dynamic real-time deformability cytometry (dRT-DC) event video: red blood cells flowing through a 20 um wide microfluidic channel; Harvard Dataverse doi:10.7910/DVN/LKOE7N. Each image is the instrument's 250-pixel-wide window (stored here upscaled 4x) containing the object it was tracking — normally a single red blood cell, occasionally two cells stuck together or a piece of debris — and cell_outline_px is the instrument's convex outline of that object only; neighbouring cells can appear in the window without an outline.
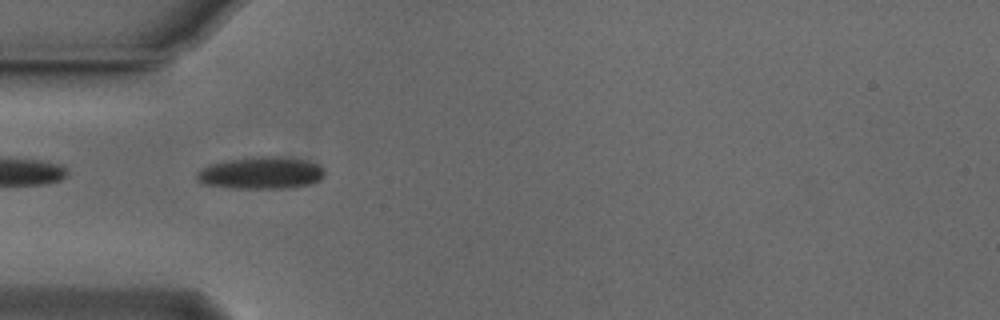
{"species": "Egyptian fruit bat (a non-hibernating species)", "species_latin": "Rousettus aegyptiacus", "temperature_condition": "cold", "stored_images_in_passage": 54, "camera_frame_rate_fps": 3000, "um_per_image_px": 0.085, "animal": {"sex": "male"}, "frame": {"image": 1, "passage_image": 16, "time_ms": 5.0, "image_size_px": [1000, 320], "cell_outline_px": [[324, 176], [320, 180], [312, 184], [292, 188], [232, 188], [200, 184], [196, 180], [196, 172], [200, 168], [208, 164], [228, 160], [252, 156], [276, 156], [308, 160], [320, 164], [324, 172]], "centroid_in_image_um": [22.17, 14.7], "position_along_channel_um": 62.8, "area_um2": 24.51}}
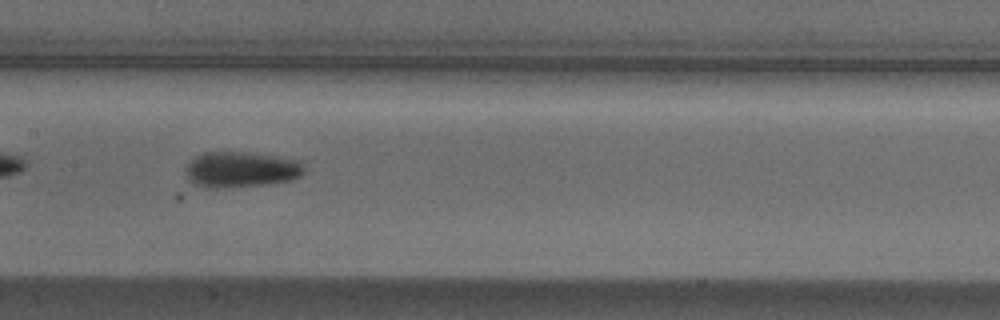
{"frame": {"image": 2, "passage_image": 26, "time_ms": 8.333, "image_size_px": [1000, 320], "cell_outline_px": [[304, 172], [300, 176], [292, 180], [268, 184], [216, 188], [212, 188], [196, 184], [188, 180], [184, 168], [188, 160], [204, 152], [248, 152], [296, 160], [304, 168]], "centroid_in_image_um": [20.42, 14.41], "position_along_channel_um": 187.0, "area_um2": 24.57}}
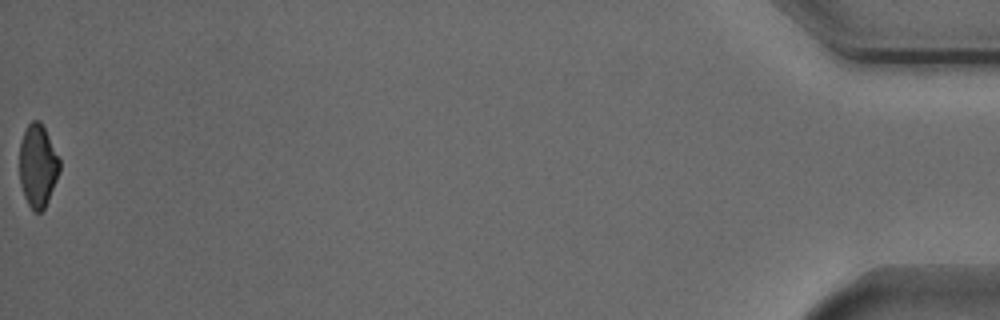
{"frame": {"image": 3, "passage_image": 54, "time_ms": 17.667, "image_size_px": [1000, 320], "cell_outline_px": [[60, 168], [56, 180], [48, 200], [44, 208], [40, 212], [36, 212], [28, 204], [24, 196], [20, 184], [20, 144], [24, 132], [28, 124], [32, 120], [40, 120], [60, 160]], "centroid_in_image_um": [3.2, 14.09], "position_along_channel_um": 432.0, "area_um2": 19.02}, "authors_computed_cell_mechanics": {"area_um2": 23.5535, "velocity_mm_per_s": 3.7577, "shape_relaxation_time_tau1_ms": 4.3265, "shape_relaxation_time_tau2_ms": 7.2158, "deformation_change_tau1": 0.1135, "deformation_change_tau2": 0.1559}}